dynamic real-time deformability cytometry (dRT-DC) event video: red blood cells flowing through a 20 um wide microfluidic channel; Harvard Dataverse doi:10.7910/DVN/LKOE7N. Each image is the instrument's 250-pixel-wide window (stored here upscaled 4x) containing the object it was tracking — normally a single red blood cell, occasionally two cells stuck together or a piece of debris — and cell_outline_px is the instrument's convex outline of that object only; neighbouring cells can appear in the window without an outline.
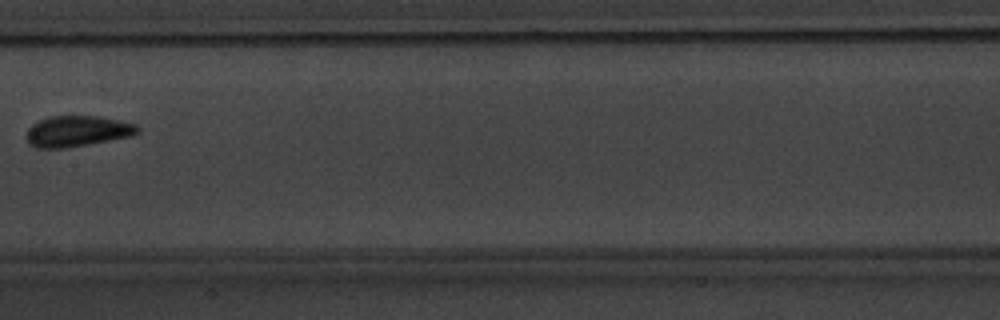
{"species": "common noctule bat (a hibernating species)", "species_latin": "Nyctalus noctula", "temperature_condition": "warm", "stored_images_in_passage": 7, "camera_frame_rate_fps": 3000, "um_per_image_px": 0.085, "animal": {"sex": "male", "body_mass_g": 20.1, "forearm_length_mm": 53.5}, "frame": {"image": 1, "passage_image": 6, "time_ms": 6.0, "image_size_px": [1000, 320], "cell_outline_px": [[140, 132], [132, 136], [68, 148], [36, 148], [28, 144], [28, 128], [32, 124], [40, 120], [52, 116], [96, 116], [120, 120], [136, 124], [140, 128]], "centroid_in_image_um": [6.6, 11.16], "position_along_channel_um": 200.8, "area_um2": 20.06}}